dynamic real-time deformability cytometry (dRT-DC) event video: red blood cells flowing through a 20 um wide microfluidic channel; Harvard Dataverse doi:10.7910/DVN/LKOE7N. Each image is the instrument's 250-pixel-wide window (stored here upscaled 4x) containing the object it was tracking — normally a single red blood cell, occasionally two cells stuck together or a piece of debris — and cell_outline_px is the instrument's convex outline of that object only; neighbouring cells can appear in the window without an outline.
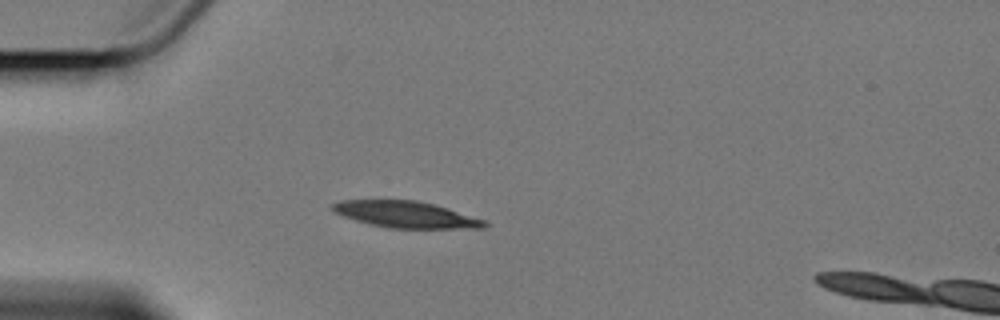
{"species": "Egyptian fruit bat (a non-hibernating species)", "species_latin": "Rousettus aegyptiacus", "temperature_condition": "cold", "stored_images_in_passage": 5, "camera_frame_rate_fps": 3000, "um_per_image_px": 0.085, "animal": {"sex": "female"}, "frame": {"image": 1, "passage_image": 4, "time_ms": 3.667, "image_size_px": [1000, 320], "cell_outline_px": [[488, 224], [484, 228], [388, 228], [368, 224], [344, 216], [336, 212], [332, 208], [332, 204], [344, 200], [416, 200], [448, 208], [484, 220]], "centroid_in_image_um": [34.5, 18.24], "position_along_channel_um": 50.5, "area_um2": 23.12}}